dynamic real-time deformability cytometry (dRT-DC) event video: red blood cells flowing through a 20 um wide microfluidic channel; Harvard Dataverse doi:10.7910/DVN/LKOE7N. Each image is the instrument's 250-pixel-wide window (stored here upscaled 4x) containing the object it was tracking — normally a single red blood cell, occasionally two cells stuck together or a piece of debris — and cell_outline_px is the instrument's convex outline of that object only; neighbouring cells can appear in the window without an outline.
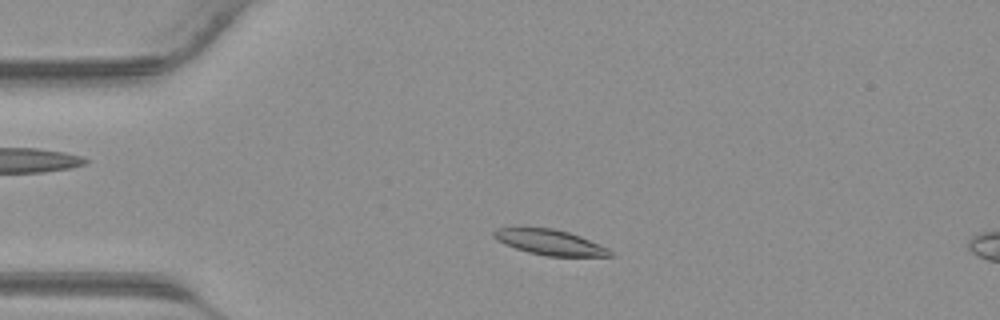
{"species": "common noctule bat (a hibernating species)", "species_latin": "Nyctalus noctula", "temperature_condition": "warm", "stored_images_in_passage": 10, "camera_frame_rate_fps": 3000, "um_per_image_px": 0.085, "animal": {"sex": "male", "body_mass_g": 23.1, "forearm_length_mm": 52.7}, "frame": {"image": 1, "passage_image": 6, "time_ms": 1.667, "image_size_px": [1000, 320], "cell_outline_px": [[612, 256], [548, 256], [528, 252], [504, 244], [496, 240], [492, 236], [492, 232], [496, 228], [552, 228], [568, 232], [580, 236], [600, 244], [608, 248], [612, 252]], "centroid_in_image_um": [46.72, 20.59], "position_along_channel_um": 38.3, "area_um2": 17.05}}